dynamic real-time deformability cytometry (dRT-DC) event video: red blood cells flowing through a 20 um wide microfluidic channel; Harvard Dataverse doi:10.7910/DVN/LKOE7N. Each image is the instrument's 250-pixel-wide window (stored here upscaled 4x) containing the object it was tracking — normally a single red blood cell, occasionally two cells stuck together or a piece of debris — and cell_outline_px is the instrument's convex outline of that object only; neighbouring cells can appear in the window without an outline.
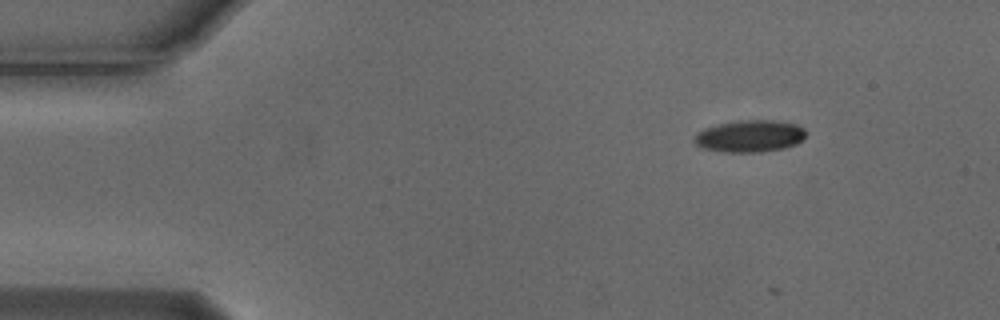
{"species": "Egyptian fruit bat (a non-hibernating species)", "species_latin": "Rousettus aegyptiacus", "temperature_condition": "cold", "stored_images_in_passage": 8, "camera_frame_rate_fps": 3000, "um_per_image_px": 0.085, "animal": {"sex": "male"}, "frame": {"image": 1, "passage_image": 1, "time_ms": 0.0, "image_size_px": [1000, 320], "cell_outline_px": [[808, 132], [796, 144], [780, 148], [756, 152], [724, 152], [704, 148], [696, 144], [696, 132], [704, 128], [720, 124], [748, 120], [772, 120], [796, 124], [804, 128]], "centroid_in_image_um": [63.75, 11.56], "position_along_channel_um": 21.3, "area_um2": 20.35}}
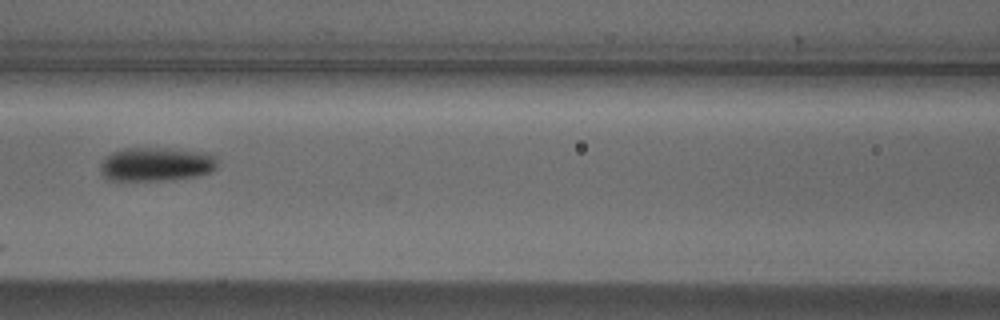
{"frame": {"image": 2, "passage_image": 5, "time_ms": 1.333, "image_size_px": [1000, 320], "cell_outline_px": [[216, 168], [212, 172], [200, 176], [172, 180], [108, 180], [100, 172], [100, 164], [112, 152], [124, 148], [168, 148], [212, 152], [216, 156]], "centroid_in_image_um": [13.35, 13.96], "position_along_channel_um": 153.3, "area_um2": 23.52}}
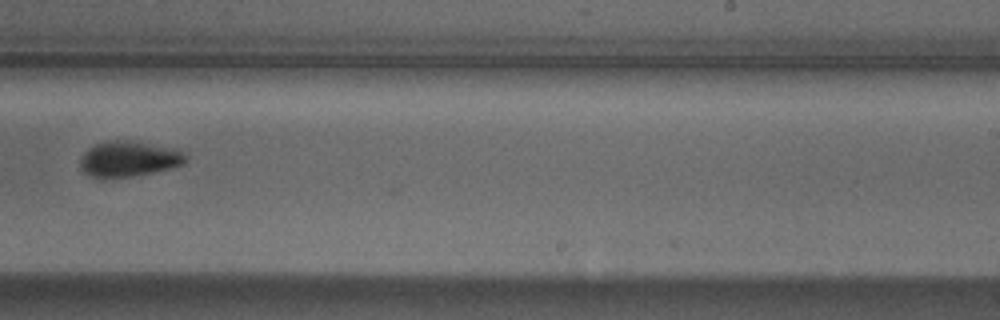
{"frame": {"image": 3, "passage_image": 8, "time_ms": 2.333, "image_size_px": [1000, 320], "cell_outline_px": [[188, 156], [184, 164], [172, 168], [132, 176], [100, 180], [88, 176], [80, 168], [80, 160], [84, 152], [88, 148], [104, 140], [140, 140], [180, 148]], "centroid_in_image_um": [10.97, 13.49], "position_along_channel_um": 278.0, "area_um2": 22.95}}